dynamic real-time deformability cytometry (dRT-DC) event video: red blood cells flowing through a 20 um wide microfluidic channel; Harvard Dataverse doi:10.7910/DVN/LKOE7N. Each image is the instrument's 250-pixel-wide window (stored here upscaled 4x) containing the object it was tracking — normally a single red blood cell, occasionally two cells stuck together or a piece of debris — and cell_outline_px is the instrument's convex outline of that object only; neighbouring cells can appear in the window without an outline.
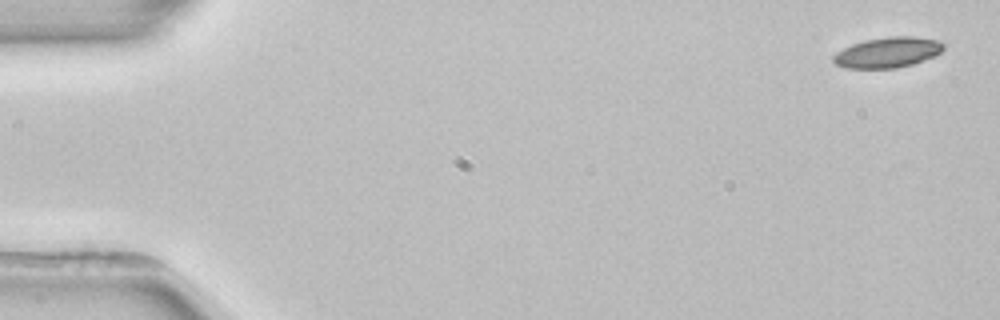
{"species": "common noctule bat (a hibernating species)", "species_latin": "Nyctalus noctula", "temperature_condition": "room temperature", "stored_images_in_passage": 5, "camera_frame_rate_fps": 3000, "um_per_image_px": 0.085, "animal": {"sex": "female", "body_mass_g": 22.7, "forearm_length_mm": 54.2}, "frame": {"image": 1, "passage_image": 1, "time_ms": 0.0, "image_size_px": [1000, 320], "cell_outline_px": [[944, 48], [940, 52], [932, 56], [912, 64], [896, 68], [844, 68], [836, 64], [832, 60], [832, 56], [836, 52], [852, 44], [864, 40], [888, 36], [916, 36], [940, 40], [944, 44]], "centroid_in_image_um": [75.44, 4.44], "position_along_channel_um": 9.6, "area_um2": 19.59}}
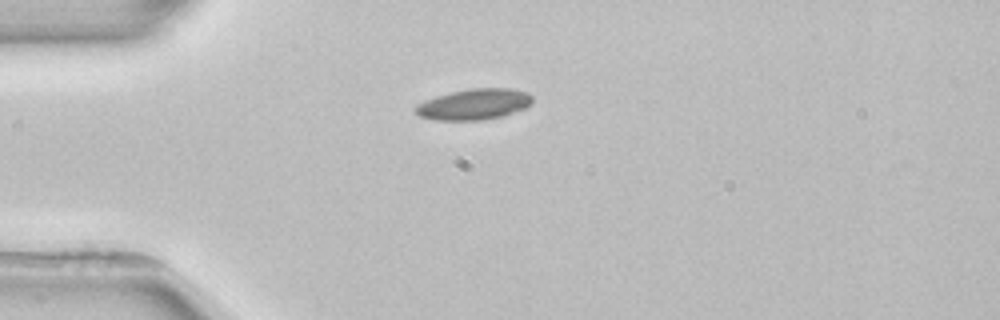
{"frame": {"image": 2, "passage_image": 4, "time_ms": 4.0, "image_size_px": [1000, 320], "cell_outline_px": [[532, 104], [524, 108], [500, 116], [480, 120], [436, 120], [420, 116], [412, 112], [412, 108], [416, 104], [436, 96], [452, 92], [472, 88], [512, 88], [528, 92], [532, 96]], "centroid_in_image_um": [40.26, 8.86], "position_along_channel_um": 44.7, "area_um2": 21.04}}
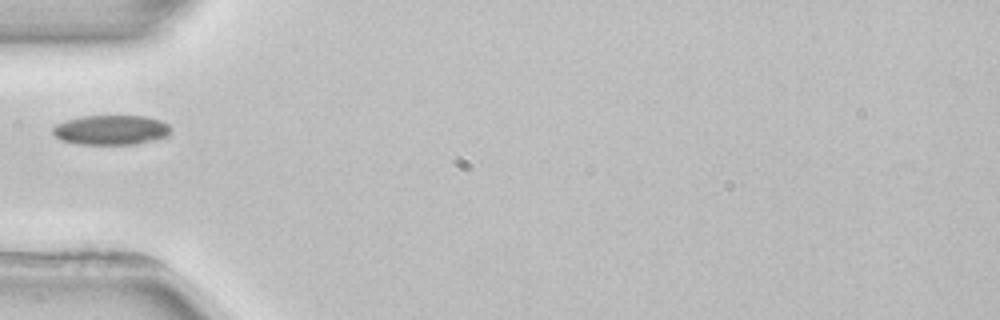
{"frame": {"image": 3, "passage_image": 5, "time_ms": 5.333, "image_size_px": [1000, 320], "cell_outline_px": [[172, 128], [168, 136], [156, 140], [136, 144], [80, 144], [60, 140], [52, 132], [52, 128], [56, 124], [68, 120], [84, 116], [144, 116], [160, 120], [168, 124]], "centroid_in_image_um": [9.48, 11.05], "position_along_channel_um": 75.5, "area_um2": 20.46}}